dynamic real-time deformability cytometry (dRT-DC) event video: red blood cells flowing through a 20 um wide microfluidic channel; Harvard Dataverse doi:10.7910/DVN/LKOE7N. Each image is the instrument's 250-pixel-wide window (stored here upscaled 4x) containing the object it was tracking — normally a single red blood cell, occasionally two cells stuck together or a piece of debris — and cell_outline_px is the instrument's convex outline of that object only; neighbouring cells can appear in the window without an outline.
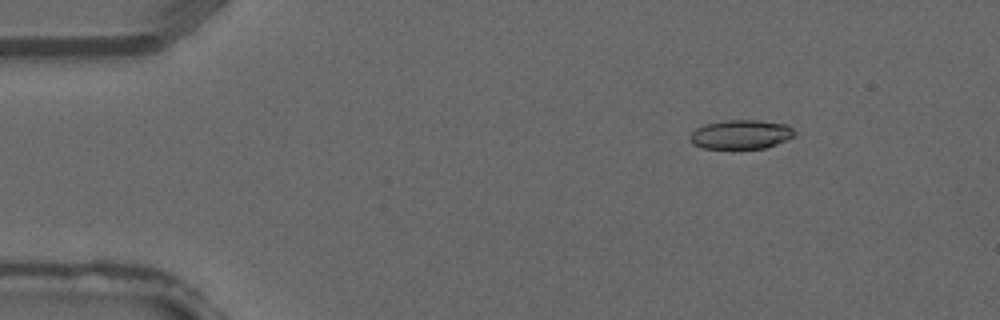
{"species": "common noctule bat (a hibernating species)", "species_latin": "Nyctalus noctula", "temperature_condition": "warm", "stored_images_in_passage": 5, "segment_of_instrument_passage": [2, 2], "camera_frame_rate_fps": 3000, "um_per_image_px": 0.085, "animal": {"sex": "male", "forearm_length_mm": 52.5}, "frame": {"image": 1, "passage_image": 5, "time_ms": 1.333, "image_size_px": [1000, 320], "cell_outline_px": [[796, 136], [776, 144], [764, 148], [732, 152], [704, 148], [692, 144], [688, 140], [688, 136], [696, 128], [704, 124], [724, 120], [756, 120], [788, 124], [796, 132]], "centroid_in_image_um": [62.94, 11.48], "position_along_channel_um": 22.1, "area_um2": 18.79}}